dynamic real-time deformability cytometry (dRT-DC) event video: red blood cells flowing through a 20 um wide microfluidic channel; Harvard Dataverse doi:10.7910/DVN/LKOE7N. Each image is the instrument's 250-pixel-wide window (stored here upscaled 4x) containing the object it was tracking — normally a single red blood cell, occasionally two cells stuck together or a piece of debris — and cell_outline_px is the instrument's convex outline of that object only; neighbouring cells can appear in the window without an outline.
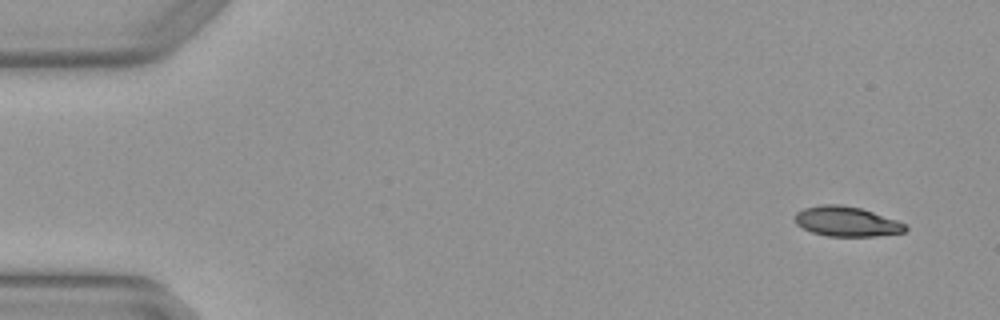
{"species": "Egyptian fruit bat (a non-hibernating species)", "species_latin": "Rousettus aegyptiacus", "temperature_condition": "warm", "stored_images_in_passage": 4, "camera_frame_rate_fps": 3000, "um_per_image_px": 0.085, "animal": {"sex": "female"}, "frame": {"image": 1, "passage_image": 1, "time_ms": 0.0, "image_size_px": [1000, 320], "cell_outline_px": [[908, 228], [904, 232], [876, 236], [828, 236], [812, 232], [796, 224], [796, 212], [804, 208], [824, 204], [840, 204], [860, 208], [896, 220], [904, 224]], "centroid_in_image_um": [71.95, 18.83], "position_along_channel_um": 13.0, "area_um2": 18.96}}
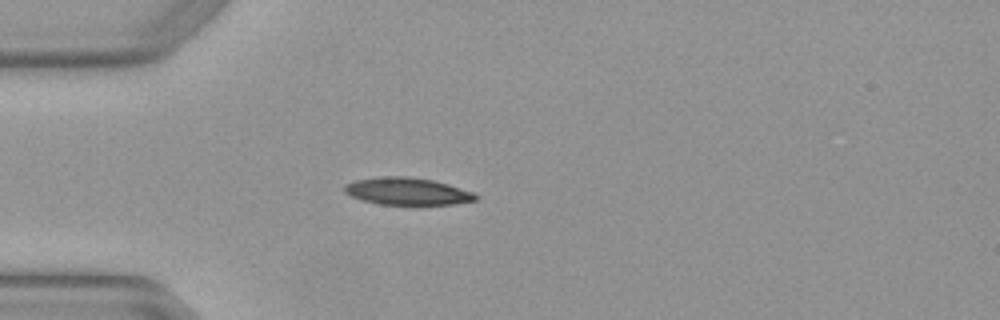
{"frame": {"image": 2, "passage_image": 4, "time_ms": 1.0, "image_size_px": [1000, 320], "cell_outline_px": [[480, 196], [476, 200], [456, 204], [380, 204], [364, 200], [352, 196], [344, 192], [344, 184], [356, 180], [376, 176], [408, 176], [432, 180], [448, 184], [476, 192]], "centroid_in_image_um": [34.66, 16.25], "position_along_channel_um": 50.3, "area_um2": 20.92}}